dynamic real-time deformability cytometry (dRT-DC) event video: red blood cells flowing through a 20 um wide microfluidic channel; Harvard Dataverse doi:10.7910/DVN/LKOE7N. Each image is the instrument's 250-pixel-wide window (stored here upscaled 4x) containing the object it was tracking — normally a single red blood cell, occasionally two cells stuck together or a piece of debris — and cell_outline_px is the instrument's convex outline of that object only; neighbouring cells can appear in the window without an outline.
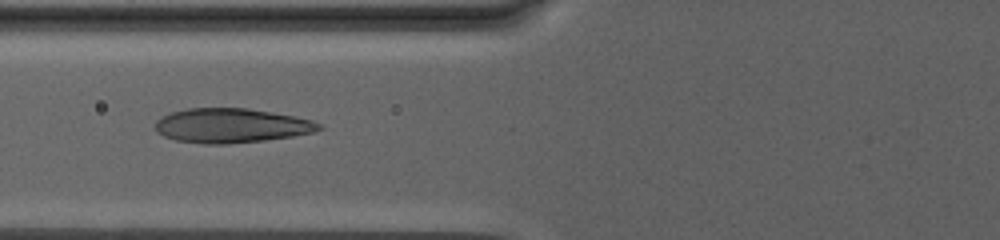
{"species": "human", "species_latin": "Homo sapiens", "temperature_condition": "warm", "stored_images_in_passage": 53, "camera_frame_rate_fps": 3000, "um_per_image_px": 0.085, "donor": {"sex": "male"}, "frame": {"image": 1, "passage_image": 8, "time_ms": 2.333, "image_size_px": [1000, 240], "cell_outline_px": [[324, 128], [312, 132], [292, 136], [264, 140], [224, 144], [204, 144], [176, 140], [164, 136], [156, 132], [156, 120], [160, 116], [172, 112], [188, 108], [248, 108], [296, 116], [312, 120], [320, 124]], "centroid_in_image_um": [19.64, 10.67], "position_along_channel_um": 106.2, "area_um2": 32.83}}
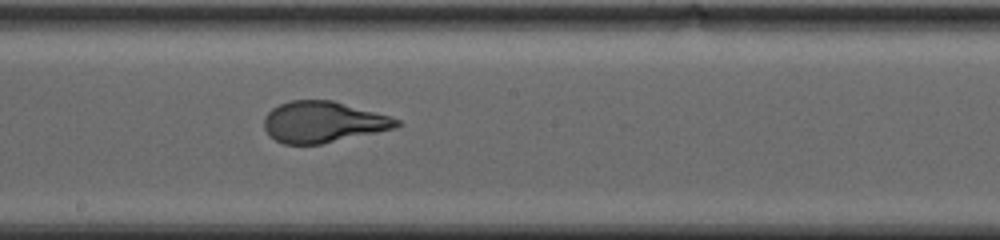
{"frame": {"image": 2, "passage_image": 21, "time_ms": 6.667, "image_size_px": [1000, 240], "cell_outline_px": [[400, 124], [396, 128], [320, 144], [284, 144], [268, 136], [264, 128], [264, 116], [272, 108], [280, 104], [292, 100], [332, 100], [388, 116], [400, 120]], "centroid_in_image_um": [27.41, 10.37], "position_along_channel_um": 220.8, "area_um2": 31.5}}
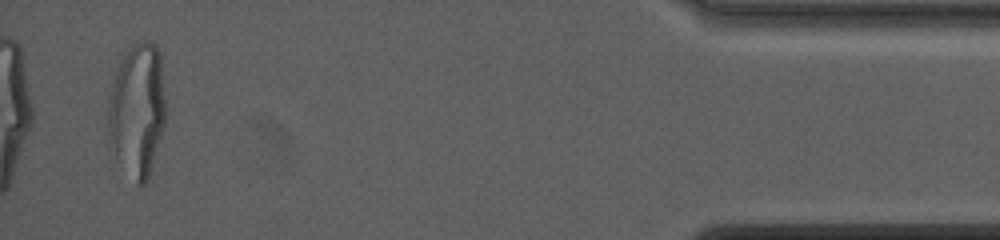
{"frame": {"image": 3, "passage_image": 51, "time_ms": 16.667, "image_size_px": [1000, 240], "cell_outline_px": [[164, 124], [148, 180], [144, 184], [136, 184], [108, 148], [108, 104], [112, 84], [120, 60], [128, 48], [132, 44], [144, 40], [148, 40], [156, 44], [160, 52], [164, 96]], "centroid_in_image_um": [11.64, 9.35], "position_along_channel_um": 423.6, "area_um2": 44.97}, "authors_computed_cell_mechanics": {"area_um2": 32.5992, "velocity_mm_per_s": 2.6472, "shape_relaxation_time_tau1_ms": 9.2881, "shape_relaxation_time_tau2_ms": null, "deformation_change_tau1": 0.3008, "deformation_change_tau2": null}}